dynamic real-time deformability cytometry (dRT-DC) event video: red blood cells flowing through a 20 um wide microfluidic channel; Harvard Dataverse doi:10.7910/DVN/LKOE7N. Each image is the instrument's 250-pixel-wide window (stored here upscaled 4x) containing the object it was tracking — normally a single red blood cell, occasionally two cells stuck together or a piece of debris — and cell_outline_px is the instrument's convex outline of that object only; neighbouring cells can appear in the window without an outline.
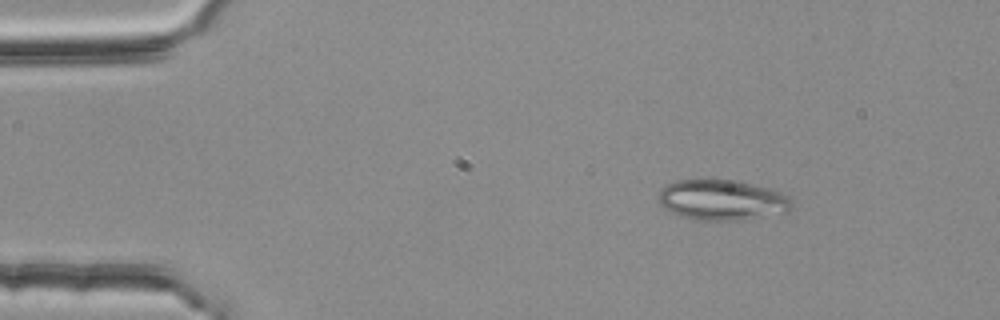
{"species": "common noctule bat (a hibernating species)", "species_latin": "Nyctalus noctula", "temperature_condition": "room temperature", "stored_images_in_passage": 47, "camera_frame_rate_fps": 3000, "um_per_image_px": 0.085, "animal": {"sex": "female", "body_mass_g": 25.1}, "frame": {"image": 1, "passage_image": 1, "time_ms": 0.0, "image_size_px": [1000, 320], "cell_outline_px": [[792, 208], [788, 212], [740, 220], [708, 220], [680, 216], [664, 208], [660, 204], [660, 188], [676, 180], [712, 176], [736, 180], [768, 188], [792, 196]], "centroid_in_image_um": [61.39, 16.94], "position_along_channel_um": 23.6, "area_um2": 32.14}}
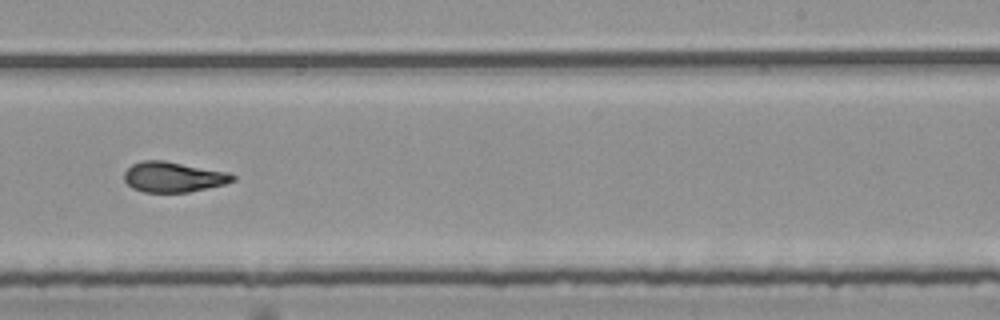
{"frame": {"image": 2, "passage_image": 27, "time_ms": 8.667, "image_size_px": [1000, 320], "cell_outline_px": [[236, 180], [224, 184], [208, 188], [188, 192], [144, 192], [132, 188], [124, 180], [124, 172], [132, 164], [144, 160], [164, 160], [228, 172], [236, 176]], "centroid_in_image_um": [14.73, 15.04], "position_along_channel_um": 274.3, "area_um2": 19.19}}
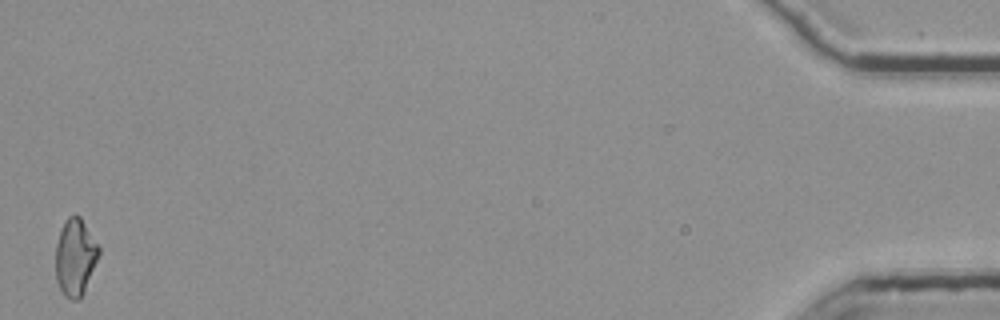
{"frame": {"image": 3, "passage_image": 47, "time_ms": 15.333, "image_size_px": [1000, 320], "cell_outline_px": [[100, 252], [84, 292], [76, 300], [72, 300], [64, 296], [56, 280], [56, 244], [60, 232], [68, 216], [76, 212], [80, 216], [100, 248]], "centroid_in_image_um": [6.39, 21.84], "position_along_channel_um": 428.8, "area_um2": 19.19}, "authors_computed_cell_mechanics": {"area_um2": 19.363, "velocity_mm_per_s": 3.7819, "shape_relaxation_time_tau1_ms": null, "shape_relaxation_time_tau2_ms": 2.8812, "deformation_change_tau1": null, "deformation_change_tau2": 0.1134}}